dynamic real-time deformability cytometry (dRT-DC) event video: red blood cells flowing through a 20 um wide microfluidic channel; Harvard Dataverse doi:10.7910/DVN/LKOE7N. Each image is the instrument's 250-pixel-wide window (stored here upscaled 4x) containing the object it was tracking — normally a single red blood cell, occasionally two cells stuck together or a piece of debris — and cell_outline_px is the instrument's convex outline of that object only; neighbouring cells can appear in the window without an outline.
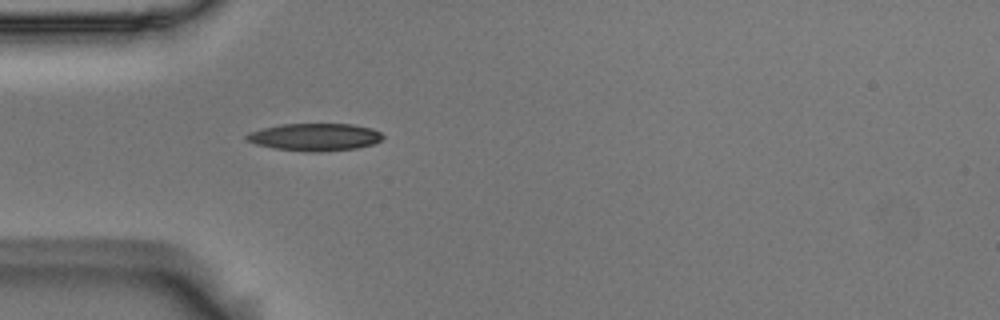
{"species": "Egyptian fruit bat (a non-hibernating species)", "species_latin": "Rousettus aegyptiacus", "temperature_condition": "room temperature", "stored_images_in_passage": 8, "camera_frame_rate_fps": 3000, "um_per_image_px": 0.085, "animal": {"sex": "male"}, "frame": {"image": 1, "passage_image": 1, "time_ms": 0.0, "image_size_px": [1000, 320], "cell_outline_px": [[384, 136], [380, 140], [372, 144], [356, 148], [320, 152], [312, 152], [272, 148], [256, 144], [244, 140], [244, 136], [248, 132], [260, 128], [280, 124], [352, 124], [372, 128], [380, 132]], "centroid_in_image_um": [26.7, 11.64], "position_along_channel_um": 58.3, "area_um2": 21.96}}
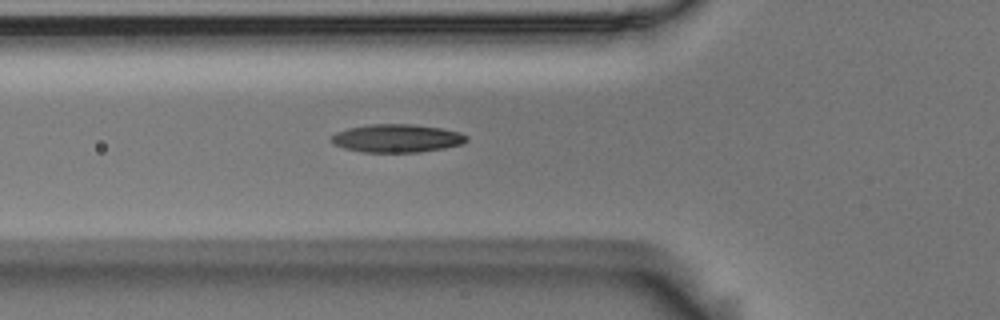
{"frame": {"image": 2, "passage_image": 4, "time_ms": 1.0, "image_size_px": [1000, 320], "cell_outline_px": [[468, 140], [464, 144], [444, 148], [420, 152], [360, 152], [344, 148], [332, 144], [328, 140], [336, 132], [348, 128], [368, 124], [412, 124], [444, 128], [460, 132], [468, 136]], "centroid_in_image_um": [33.74, 11.75], "position_along_channel_um": 92.1, "area_um2": 22.54}}